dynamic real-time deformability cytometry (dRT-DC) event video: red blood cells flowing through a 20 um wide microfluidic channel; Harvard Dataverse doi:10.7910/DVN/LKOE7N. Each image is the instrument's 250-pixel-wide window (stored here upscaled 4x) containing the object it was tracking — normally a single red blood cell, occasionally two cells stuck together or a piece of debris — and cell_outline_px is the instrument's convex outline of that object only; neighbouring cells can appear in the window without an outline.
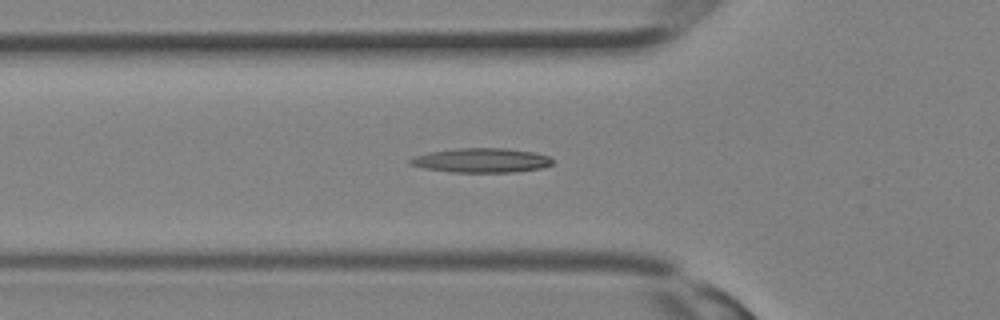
{"species": "Egyptian fruit bat (a non-hibernating species)", "species_latin": "Rousettus aegyptiacus", "temperature_condition": "room temperature", "stored_images_in_passage": 33, "camera_frame_rate_fps": 3000, "um_per_image_px": 0.085, "animal": {"sex": "female"}, "frame": {"image": 1, "passage_image": 11, "time_ms": 3.333, "image_size_px": [1000, 320], "cell_outline_px": [[552, 164], [540, 168], [512, 172], [452, 172], [424, 168], [408, 164], [408, 160], [412, 156], [428, 152], [456, 148], [504, 148], [536, 152], [548, 156], [552, 160]], "centroid_in_image_um": [40.86, 13.62], "position_along_channel_um": 84.9, "area_um2": 20.29}}
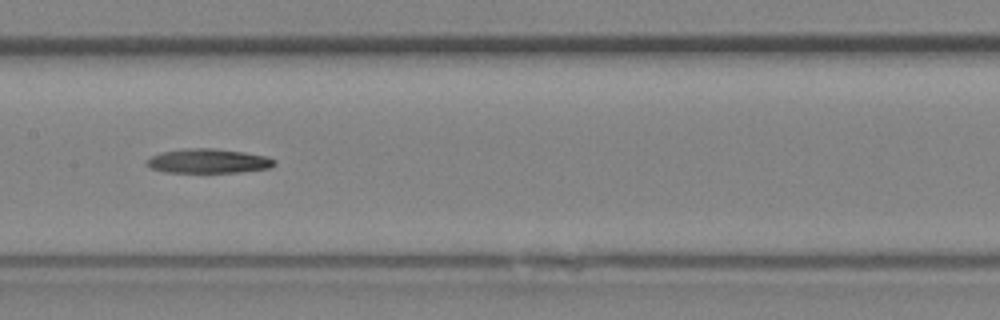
{"frame": {"image": 2, "passage_image": 16, "time_ms": 5.0, "image_size_px": [1000, 320], "cell_outline_px": [[276, 164], [268, 168], [240, 172], [164, 172], [152, 168], [144, 164], [144, 160], [160, 152], [184, 148], [216, 148], [244, 152], [268, 156], [276, 160]], "centroid_in_image_um": [17.68, 13.67], "position_along_channel_um": 189.7, "area_um2": 18.32}}
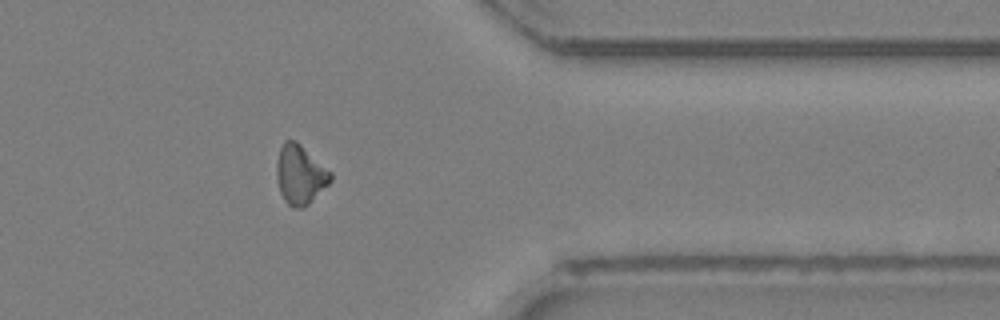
{"frame": {"image": 3, "passage_image": 26, "time_ms": 8.333, "image_size_px": [1000, 320], "cell_outline_px": [[332, 180], [304, 208], [292, 208], [284, 200], [280, 192], [276, 180], [276, 164], [280, 148], [284, 140], [296, 140], [332, 172]], "centroid_in_image_um": [25.49, 14.84], "position_along_channel_um": 385.9, "area_um2": 18.73}}